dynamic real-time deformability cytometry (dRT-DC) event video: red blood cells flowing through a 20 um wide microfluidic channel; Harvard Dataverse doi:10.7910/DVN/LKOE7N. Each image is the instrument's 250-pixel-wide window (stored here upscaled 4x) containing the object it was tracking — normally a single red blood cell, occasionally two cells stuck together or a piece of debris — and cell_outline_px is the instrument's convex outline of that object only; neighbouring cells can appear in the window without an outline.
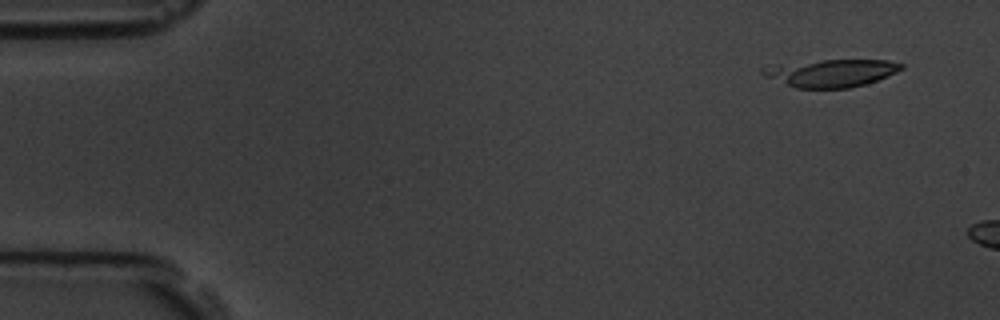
{"species": "common noctule bat (a hibernating species)", "species_latin": "Nyctalus noctula", "temperature_condition": "room temperature", "stored_images_in_passage": 3, "camera_frame_rate_fps": 3000, "um_per_image_px": 0.085, "animal": {"sex": "male", "body_mass_g": 19.5, "forearm_length_mm": 54.6}, "frame": {"image": 1, "passage_image": 1, "time_ms": 0.0, "image_size_px": [1000, 320], "cell_outline_px": [[904, 68], [896, 72], [876, 80], [864, 84], [848, 88], [796, 88], [764, 76], [760, 72], [760, 68], [768, 64], [824, 60], [888, 60], [904, 64]], "centroid_in_image_um": [70.57, 6.19], "position_along_channel_um": 14.4, "area_um2": 22.43}}